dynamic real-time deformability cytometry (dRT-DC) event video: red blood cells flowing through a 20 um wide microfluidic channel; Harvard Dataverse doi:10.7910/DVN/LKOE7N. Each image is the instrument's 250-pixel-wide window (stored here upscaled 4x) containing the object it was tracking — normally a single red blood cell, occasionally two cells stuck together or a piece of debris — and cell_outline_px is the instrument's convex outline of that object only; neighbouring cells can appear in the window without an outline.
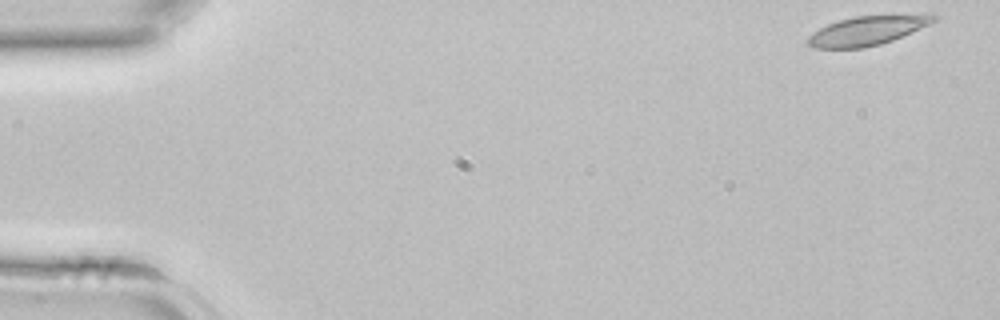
{"species": "common noctule bat (a hibernating species)", "species_latin": "Nyctalus noctula", "temperature_condition": "room temperature", "stored_images_in_passage": 7, "camera_frame_rate_fps": 3000, "um_per_image_px": 0.085, "animal": {"sex": "female", "body_mass_g": 22.7, "forearm_length_mm": 54.2}, "frame": {"image": 1, "passage_image": 1, "time_ms": 0.0, "image_size_px": [1000, 320], "cell_outline_px": [[940, 16], [936, 20], [928, 24], [892, 40], [880, 44], [864, 48], [812, 48], [804, 40], [808, 36], [820, 28], [828, 24], [852, 16]], "centroid_in_image_um": [73.56, 2.64], "position_along_channel_um": 11.4, "area_um2": 20.63}}